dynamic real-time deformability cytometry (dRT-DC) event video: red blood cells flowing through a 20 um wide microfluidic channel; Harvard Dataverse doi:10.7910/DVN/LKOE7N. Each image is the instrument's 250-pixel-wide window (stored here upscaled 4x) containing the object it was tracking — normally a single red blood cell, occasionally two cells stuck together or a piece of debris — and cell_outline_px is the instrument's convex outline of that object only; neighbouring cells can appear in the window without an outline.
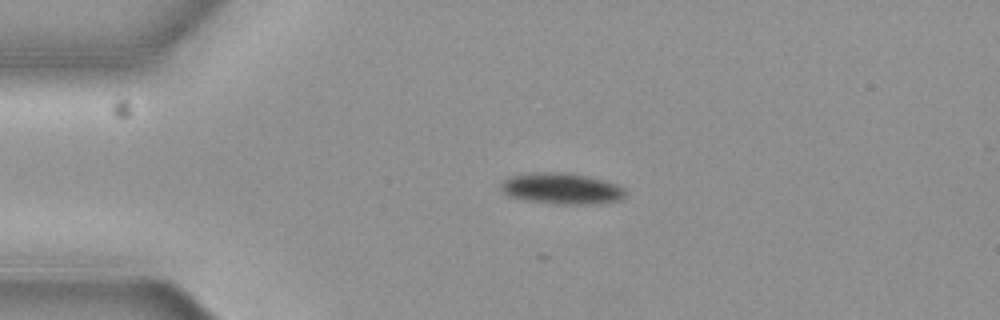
{"species": "common noctule bat (a hibernating species)", "species_latin": "Nyctalus noctula", "temperature_condition": "cold", "stored_images_in_passage": 5, "segment_of_instrument_passage": [1, 2], "camera_frame_rate_fps": 3000, "um_per_image_px": 0.085, "animal": {"sex": "female", "body_mass_g": 19.3, "forearm_length_mm": 54.1}, "frame": {"image": 1, "passage_image": 3, "time_ms": 0.667, "image_size_px": [1000, 320], "cell_outline_px": [[624, 196], [620, 200], [604, 204], [556, 204], [524, 200], [508, 196], [500, 188], [500, 184], [504, 180], [512, 176], [536, 172], [564, 172], [588, 176], [616, 184], [624, 188]], "centroid_in_image_um": [47.74, 16.04], "position_along_channel_um": 37.3, "area_um2": 22.66}}